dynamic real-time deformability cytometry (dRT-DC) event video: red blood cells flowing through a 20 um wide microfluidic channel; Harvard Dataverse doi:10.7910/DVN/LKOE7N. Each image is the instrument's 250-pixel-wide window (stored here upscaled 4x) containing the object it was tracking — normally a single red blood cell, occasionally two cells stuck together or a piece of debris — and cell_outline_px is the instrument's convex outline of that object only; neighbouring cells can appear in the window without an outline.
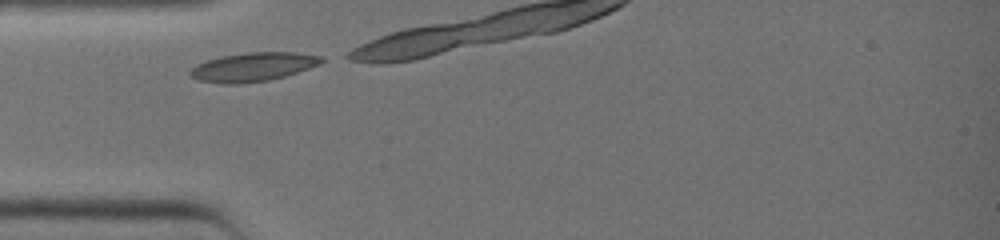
{"species": "common noctule bat (a hibernating species)", "species_latin": "Nyctalus noctula", "temperature_condition": "warm", "stored_images_in_passage": 3, "camera_frame_rate_fps": 3000, "um_per_image_px": 0.085, "animal": {"sex": "female", "body_mass_g": 19.0, "forearm_length_mm": 51.5}, "frame": {"image": 1, "passage_image": 1, "time_ms": 0.0, "image_size_px": [1000, 240], "cell_outline_px": [[324, 60], [320, 64], [284, 76], [268, 80], [240, 84], [224, 84], [200, 80], [192, 76], [188, 72], [196, 64], [208, 60], [224, 56], [248, 52], [296, 52], [324, 56]], "centroid_in_image_um": [21.53, 5.68], "position_along_channel_um": 63.5, "area_um2": 21.85}}